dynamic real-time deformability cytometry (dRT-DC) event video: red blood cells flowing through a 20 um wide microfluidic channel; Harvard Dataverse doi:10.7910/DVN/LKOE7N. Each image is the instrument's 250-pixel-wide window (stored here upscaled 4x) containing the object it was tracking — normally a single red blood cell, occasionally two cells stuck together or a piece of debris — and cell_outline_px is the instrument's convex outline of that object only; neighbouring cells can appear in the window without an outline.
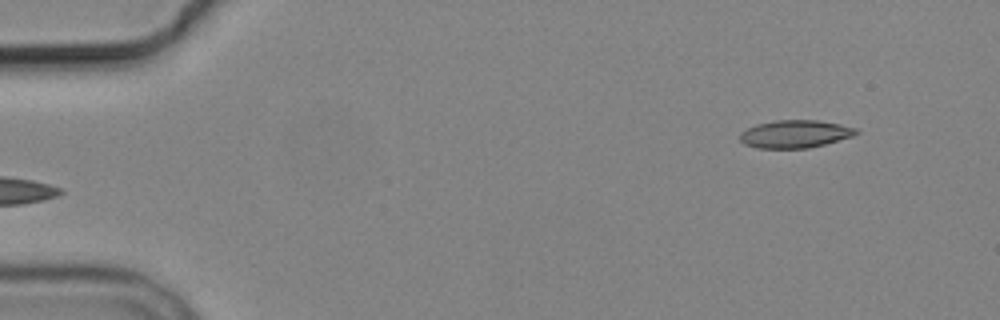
{"species": "common noctule bat (a hibernating species)", "species_latin": "Nyctalus noctula", "temperature_condition": "cold", "stored_images_in_passage": 2, "camera_frame_rate_fps": 3000, "um_per_image_px": 0.085, "animal": {"sex": "male", "body_mass_g": 19.2, "forearm_length_mm": 51.8}, "frame": {"image": 1, "passage_image": 2, "time_ms": 2.0, "image_size_px": [1000, 320], "cell_outline_px": [[860, 132], [852, 136], [824, 144], [808, 148], [756, 148], [744, 144], [740, 140], [740, 132], [756, 124], [776, 120], [816, 120], [840, 124], [856, 128]], "centroid_in_image_um": [67.56, 11.38], "position_along_channel_um": 17.4, "area_um2": 18.73}}